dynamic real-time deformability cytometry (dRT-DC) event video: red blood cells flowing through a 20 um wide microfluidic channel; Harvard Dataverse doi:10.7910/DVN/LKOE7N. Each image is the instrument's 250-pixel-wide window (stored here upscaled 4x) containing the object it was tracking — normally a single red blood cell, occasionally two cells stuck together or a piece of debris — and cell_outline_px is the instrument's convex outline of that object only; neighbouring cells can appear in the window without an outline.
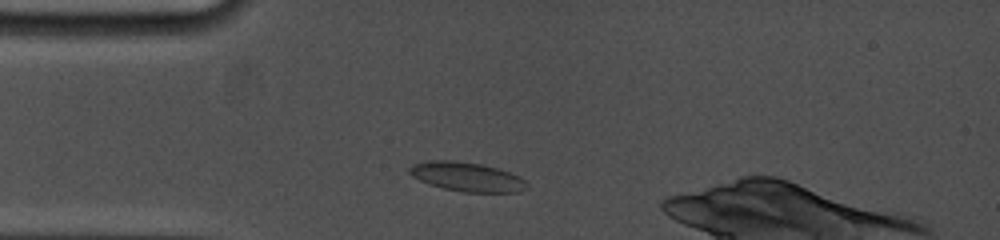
{"species": "common noctule bat (a hibernating species)", "species_latin": "Nyctalus noctula", "temperature_condition": "cold", "stored_images_in_passage": 6, "camera_frame_rate_fps": 5000, "um_per_image_px": 0.085, "animal": {"sex": "female", "body_mass_g": 19.0, "forearm_length_mm": 53.3}, "frame": {"image": 1, "passage_image": 3, "time_ms": 1.4, "image_size_px": [1000, 240], "cell_outline_px": [[528, 188], [520, 192], [464, 192], [444, 188], [428, 184], [412, 176], [408, 172], [408, 168], [412, 164], [428, 160], [452, 160], [480, 164], [496, 168], [520, 176], [528, 184]], "centroid_in_image_um": [39.67, 15.03], "position_along_channel_um": 45.3, "area_um2": 20.0}}
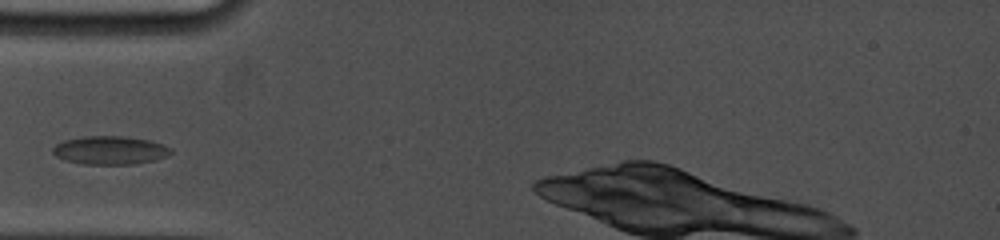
{"frame": {"image": 2, "passage_image": 5, "time_ms": 2.6, "image_size_px": [1000, 240], "cell_outline_px": [[172, 152], [168, 156], [136, 164], [84, 164], [64, 160], [56, 156], [52, 152], [52, 148], [56, 144], [64, 140], [84, 136], [128, 136], [148, 140], [172, 148]], "centroid_in_image_um": [9.33, 12.77], "position_along_channel_um": 75.7, "area_um2": 19.54}}